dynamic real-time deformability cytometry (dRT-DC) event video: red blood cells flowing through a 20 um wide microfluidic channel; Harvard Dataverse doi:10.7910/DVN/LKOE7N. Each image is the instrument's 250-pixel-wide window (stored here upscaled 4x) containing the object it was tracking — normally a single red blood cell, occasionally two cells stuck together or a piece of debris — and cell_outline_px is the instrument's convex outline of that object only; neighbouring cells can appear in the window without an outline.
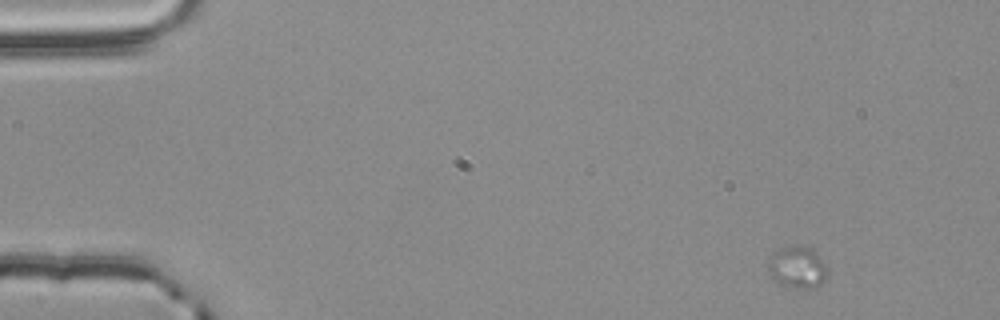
{"species": "common noctule bat (a hibernating species)", "species_latin": "Nyctalus noctula", "temperature_condition": "room temperature", "stored_images_in_passage": 20, "camera_frame_rate_fps": 3000, "um_per_image_px": 0.085, "animal": {"sex": "male", "body_mass_g": 20.4}, "frame": {"image": 1, "passage_image": 1, "time_ms": 0.0, "image_size_px": [1000, 320], "cell_outline_px": [[828, 276], [820, 284], [812, 288], [796, 288], [780, 284], [768, 272], [768, 260], [776, 252], [792, 244], [812, 248], [828, 268]], "centroid_in_image_um": [67.8, 22.72], "position_along_channel_um": 17.2, "area_um2": 14.33}}